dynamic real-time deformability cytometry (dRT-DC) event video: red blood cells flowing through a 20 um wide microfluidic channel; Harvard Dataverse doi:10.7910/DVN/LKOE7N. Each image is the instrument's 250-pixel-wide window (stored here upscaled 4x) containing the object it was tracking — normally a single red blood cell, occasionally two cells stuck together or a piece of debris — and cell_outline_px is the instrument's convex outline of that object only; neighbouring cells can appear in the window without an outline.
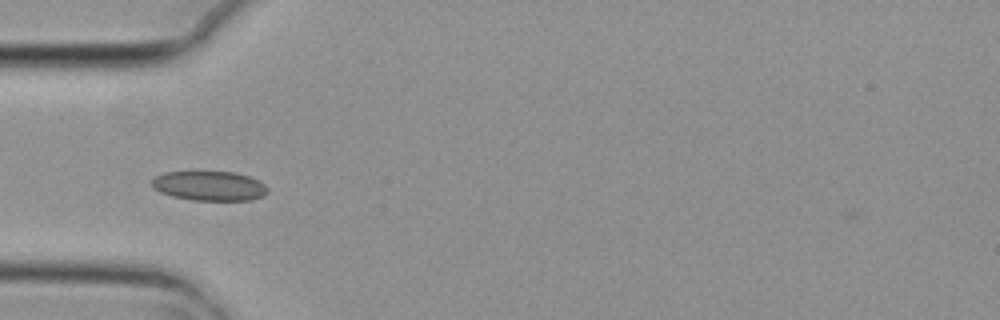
{"species": "common noctule bat (a hibernating species)", "species_latin": "Nyctalus noctula", "temperature_condition": "cold", "stored_images_in_passage": 6, "camera_frame_rate_fps": 3000, "um_per_image_px": 0.085, "animal": {"sex": "female", "body_mass_g": 29.2, "forearm_length_mm": 56.3}, "frame": {"image": 1, "passage_image": 6, "time_ms": 1.667, "image_size_px": [1000, 320], "cell_outline_px": [[268, 192], [264, 196], [252, 200], [192, 200], [172, 196], [160, 192], [152, 188], [152, 180], [156, 176], [164, 172], [232, 172], [248, 176], [264, 184], [268, 188]], "centroid_in_image_um": [17.79, 15.81], "position_along_channel_um": 67.2, "area_um2": 19.88}}